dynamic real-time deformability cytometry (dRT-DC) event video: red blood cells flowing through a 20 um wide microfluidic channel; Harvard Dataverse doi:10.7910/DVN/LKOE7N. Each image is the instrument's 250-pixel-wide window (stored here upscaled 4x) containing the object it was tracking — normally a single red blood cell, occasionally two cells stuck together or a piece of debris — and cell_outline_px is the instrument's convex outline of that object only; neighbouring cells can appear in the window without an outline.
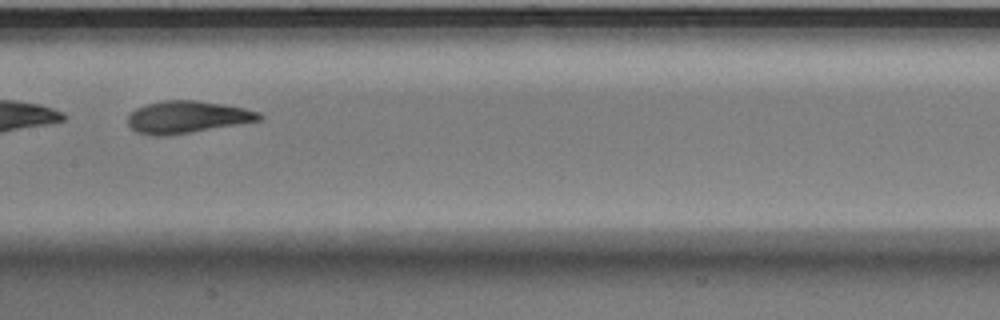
{"species": "Egyptian fruit bat (a non-hibernating species)", "species_latin": "Rousettus aegyptiacus", "temperature_condition": "warm", "stored_images_in_passage": 27, "camera_frame_rate_fps": 3000, "um_per_image_px": 0.085, "animal": {"sex": "male"}, "frame": {"image": 1, "passage_image": 20, "time_ms": 6.333, "image_size_px": [1000, 320], "cell_outline_px": [[264, 116], [260, 120], [188, 132], [160, 136], [156, 136], [136, 132], [128, 124], [128, 116], [136, 108], [148, 104], [164, 100], [196, 100], [224, 104], [244, 108], [260, 112]], "centroid_in_image_um": [15.9, 9.93], "position_along_channel_um": 191.5, "area_um2": 24.22}}
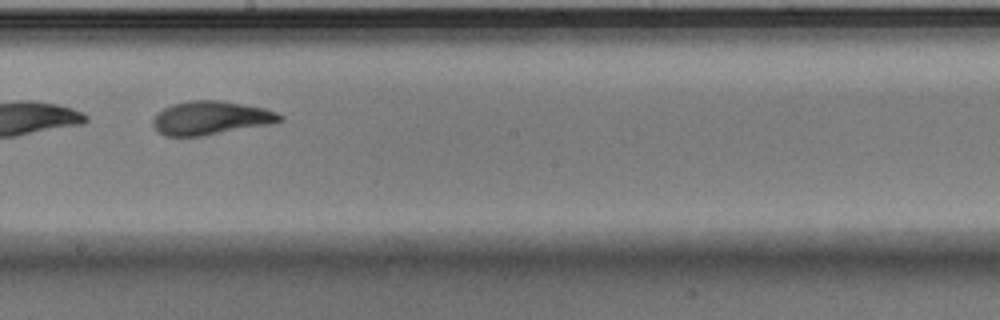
{"frame": {"image": 2, "passage_image": 23, "time_ms": 7.333, "image_size_px": [1000, 320], "cell_outline_px": [[284, 120], [272, 124], [204, 136], [164, 136], [156, 132], [152, 124], [152, 120], [156, 112], [172, 104], [192, 100], [220, 100], [264, 108], [276, 112], [284, 116]], "centroid_in_image_um": [17.9, 10.04], "position_along_channel_um": 230.3, "area_um2": 25.2}}